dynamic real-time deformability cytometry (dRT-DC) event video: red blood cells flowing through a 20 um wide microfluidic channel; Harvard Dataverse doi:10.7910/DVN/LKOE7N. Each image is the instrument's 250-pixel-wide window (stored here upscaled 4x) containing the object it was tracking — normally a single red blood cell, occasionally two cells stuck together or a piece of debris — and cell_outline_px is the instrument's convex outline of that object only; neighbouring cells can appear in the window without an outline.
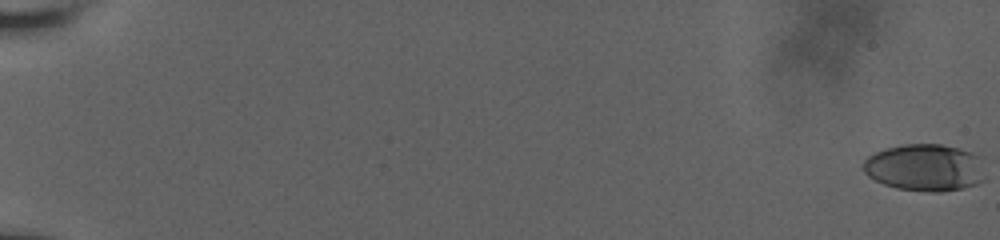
{"species": "human", "species_latin": "Homo sapiens", "temperature_condition": "room temperature", "stored_images_in_passage": 60, "camera_frame_rate_fps": 3000, "um_per_image_px": 0.085, "donor": {"sex": "male"}, "frame": {"image": 1, "passage_image": 1, "time_ms": 0.0, "image_size_px": [1000, 240], "cell_outline_px": [[984, 180], [976, 184], [964, 188], [940, 192], [928, 192], [896, 188], [884, 184], [868, 176], [864, 172], [864, 160], [868, 156], [876, 152], [888, 148], [904, 144], [940, 144], [972, 152], [976, 156]], "centroid_in_image_um": [78.57, 14.26], "position_along_channel_um": 6.4, "area_um2": 32.95}}
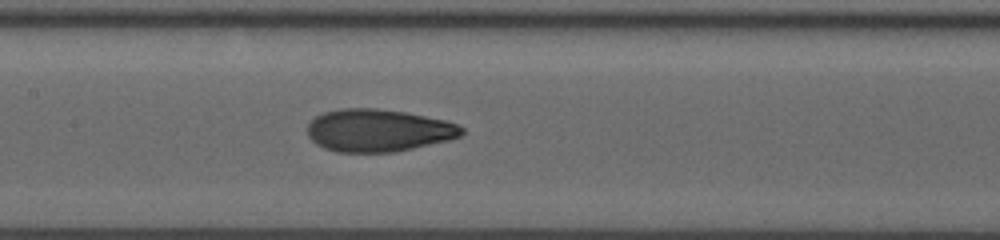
{"frame": {"image": 2, "passage_image": 33, "time_ms": 10.667, "image_size_px": [1000, 240], "cell_outline_px": [[464, 132], [460, 136], [448, 140], [412, 148], [392, 152], [336, 152], [324, 148], [316, 144], [308, 136], [308, 124], [316, 116], [324, 112], [340, 108], [376, 108], [404, 112], [444, 120], [460, 124], [464, 128]], "centroid_in_image_um": [32.14, 11.08], "position_along_channel_um": 175.3, "area_um2": 38.15}}
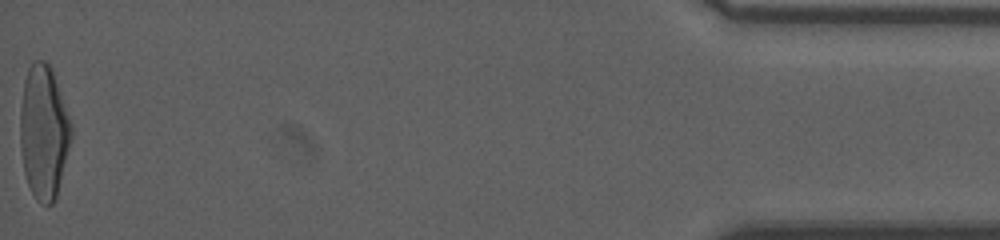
{"frame": {"image": 3, "passage_image": 60, "time_ms": 19.667, "image_size_px": [1000, 240], "cell_outline_px": [[72, 136], [56, 200], [52, 204], [40, 204], [36, 200], [28, 184], [24, 172], [20, 144], [20, 112], [24, 80], [28, 68], [36, 60], [44, 60], [52, 68], [72, 124]], "centroid_in_image_um": [3.72, 11.24], "position_along_channel_um": 431.5, "area_um2": 39.94}, "authors_computed_cell_mechanics": {"area_um2": 36.992, "velocity_mm_per_s": 3.8136, "shape_relaxation_time_tau1_ms": 6.5269, "shape_relaxation_time_tau2_ms": 1.259, "deformation_change_tau1": 0.246, "deformation_change_tau2": 0.0793}}